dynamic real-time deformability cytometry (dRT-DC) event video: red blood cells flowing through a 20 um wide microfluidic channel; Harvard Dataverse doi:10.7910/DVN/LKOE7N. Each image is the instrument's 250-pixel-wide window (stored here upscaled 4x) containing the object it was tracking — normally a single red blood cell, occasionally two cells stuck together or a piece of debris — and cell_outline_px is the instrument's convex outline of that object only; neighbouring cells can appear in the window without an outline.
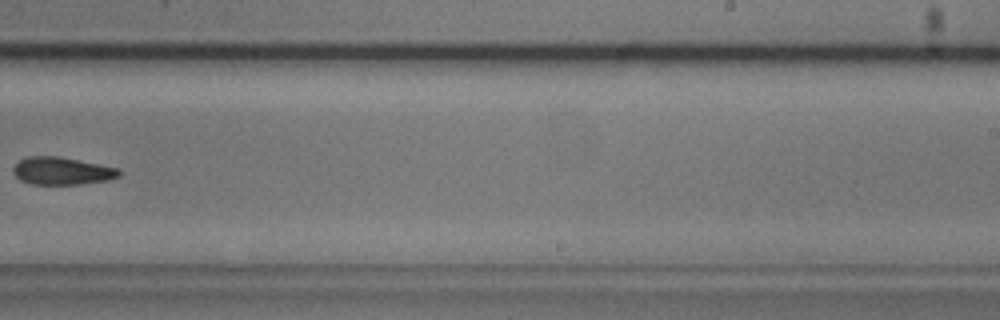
{"species": "common noctule bat (a hibernating species)", "species_latin": "Nyctalus noctula", "temperature_condition": "cold", "stored_images_in_passage": 9, "camera_frame_rate_fps": 3000, "um_per_image_px": 0.085, "animal": {"sex": "male", "body_mass_g": 20.5, "forearm_length_mm": 52.5}, "frame": {"image": 1, "passage_image": 8, "time_ms": 9.0, "image_size_px": [1000, 320], "cell_outline_px": [[120, 176], [108, 180], [80, 184], [32, 184], [20, 180], [16, 176], [12, 168], [20, 160], [28, 156], [60, 156], [120, 168]], "centroid_in_image_um": [5.29, 14.52], "position_along_channel_um": 283.7, "area_um2": 17.05}}